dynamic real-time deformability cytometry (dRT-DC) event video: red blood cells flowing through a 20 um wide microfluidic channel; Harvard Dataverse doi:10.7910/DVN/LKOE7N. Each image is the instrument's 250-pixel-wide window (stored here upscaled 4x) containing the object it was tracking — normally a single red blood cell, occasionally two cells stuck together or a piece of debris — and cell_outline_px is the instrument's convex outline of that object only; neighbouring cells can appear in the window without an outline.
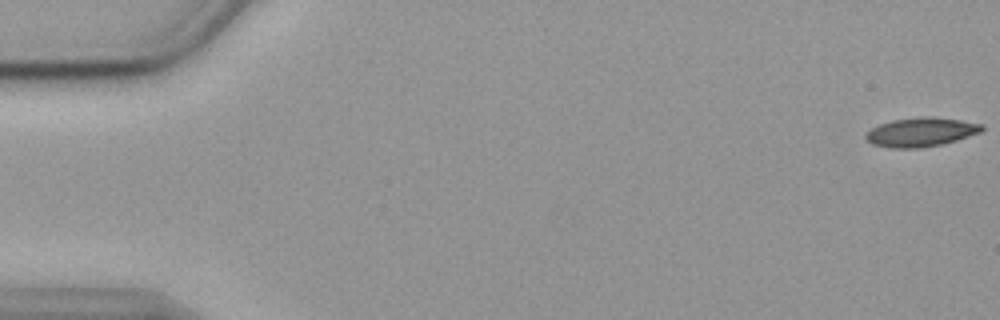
{"species": "common noctule bat (a hibernating species)", "species_latin": "Nyctalus noctula", "temperature_condition": "cold", "stored_images_in_passage": 56, "camera_frame_rate_fps": 3000, "um_per_image_px": 0.085, "animal": {"sex": "female", "body_mass_g": 19.9}, "frame": {"image": 1, "passage_image": 1, "time_ms": 0.0, "image_size_px": [1000, 320], "cell_outline_px": [[984, 128], [980, 132], [956, 140], [940, 144], [920, 148], [888, 148], [872, 144], [864, 136], [872, 128], [880, 124], [892, 120], [924, 116], [928, 116], [960, 120], [984, 124]], "centroid_in_image_um": [78.28, 11.23], "position_along_channel_um": 6.7, "area_um2": 19.48}}
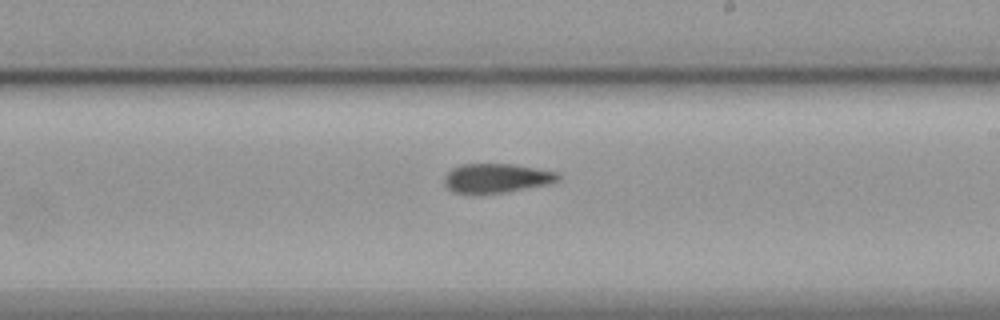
{"frame": {"image": 2, "passage_image": 33, "time_ms": 10.667, "image_size_px": [1000, 320], "cell_outline_px": [[560, 180], [552, 184], [480, 196], [472, 196], [452, 192], [444, 184], [444, 176], [452, 168], [460, 164], [512, 164], [560, 172]], "centroid_in_image_um": [42.19, 15.18], "position_along_channel_um": 246.8, "area_um2": 20.17}}
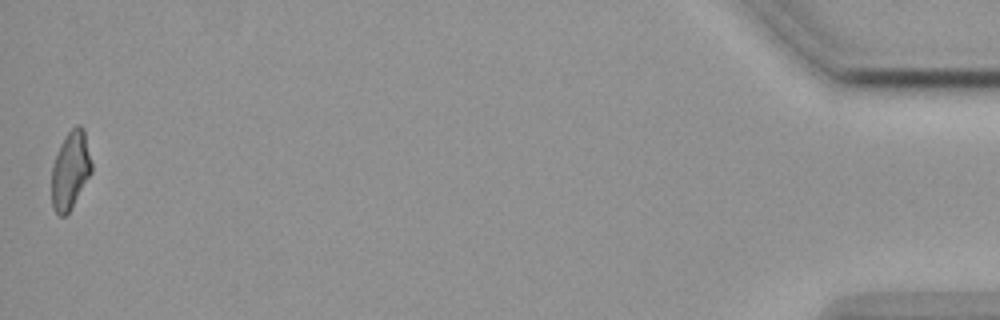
{"frame": {"image": 3, "passage_image": 56, "time_ms": 18.333, "image_size_px": [1000, 320], "cell_outline_px": [[92, 172], [68, 212], [64, 216], [60, 216], [52, 208], [52, 168], [60, 144], [68, 132], [76, 124], [80, 124], [84, 128], [92, 164]], "centroid_in_image_um": [5.99, 14.43], "position_along_channel_um": 429.2, "area_um2": 17.92}, "authors_computed_cell_mechanics": {"area_um2": 19.5653, "velocity_mm_per_s": 3.5809, "shape_relaxation_time_tau1_ms": null, "shape_relaxation_time_tau2_ms": 6.1941, "deformation_change_tau1": null, "deformation_change_tau2": 0.1369}}